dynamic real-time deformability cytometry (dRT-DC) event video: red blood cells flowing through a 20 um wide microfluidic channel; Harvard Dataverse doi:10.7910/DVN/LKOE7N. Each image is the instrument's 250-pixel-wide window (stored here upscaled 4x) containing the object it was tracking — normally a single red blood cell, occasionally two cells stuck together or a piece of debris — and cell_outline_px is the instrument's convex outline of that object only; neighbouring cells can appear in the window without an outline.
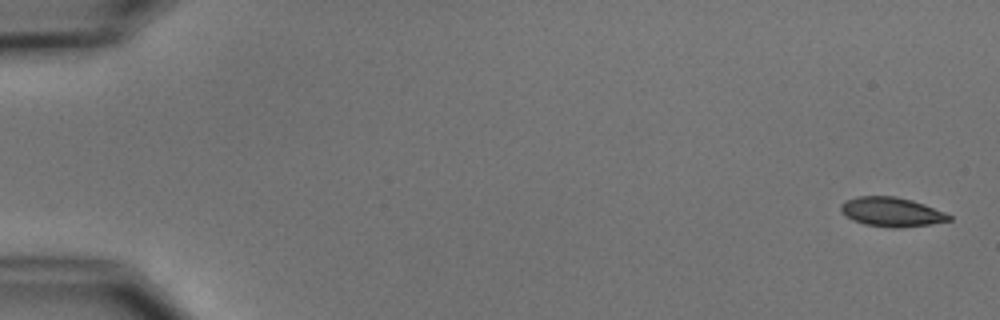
{"species": "common noctule bat (a hibernating species)", "species_latin": "Nyctalus noctula", "temperature_condition": "cold", "stored_images_in_passage": 8, "camera_frame_rate_fps": 3000, "um_per_image_px": 0.085, "animal": {"sex": "male", "body_mass_g": 15.6}, "frame": {"image": 1, "passage_image": 1, "time_ms": 0.0, "image_size_px": [1000, 320], "cell_outline_px": [[952, 220], [932, 224], [900, 228], [892, 228], [864, 224], [852, 220], [844, 216], [840, 212], [840, 204], [844, 200], [856, 196], [896, 196], [912, 200], [924, 204], [944, 212], [952, 216]], "centroid_in_image_um": [75.74, 18.01], "position_along_channel_um": 9.3, "area_um2": 18.79}}
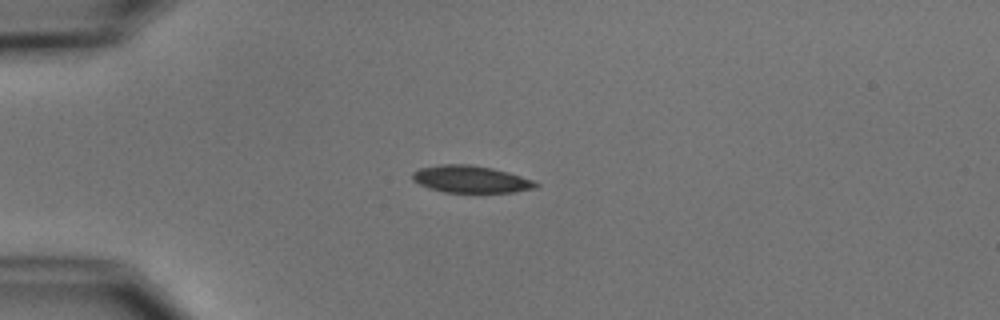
{"frame": {"image": 2, "passage_image": 4, "time_ms": 4.333, "image_size_px": [1000, 320], "cell_outline_px": [[540, 184], [536, 188], [516, 192], [444, 192], [428, 188], [412, 180], [412, 172], [420, 168], [440, 164], [468, 164], [492, 168], [508, 172], [532, 180]], "centroid_in_image_um": [40.0, 15.23], "position_along_channel_um": 45.0, "area_um2": 19.48}}
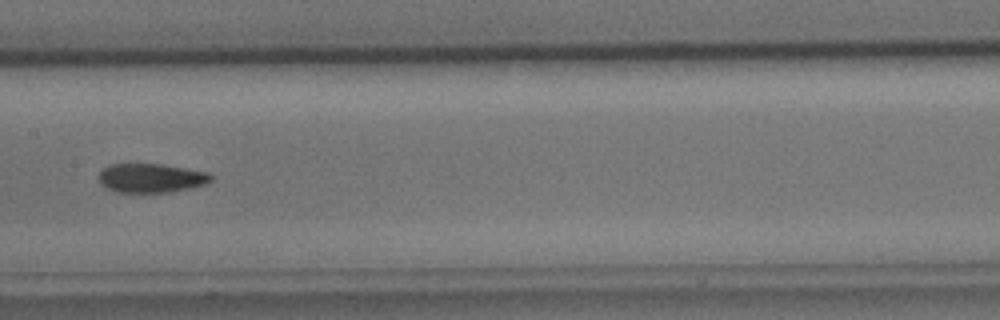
{"frame": {"image": 3, "passage_image": 8, "time_ms": 9.0, "image_size_px": [1000, 320], "cell_outline_px": [[212, 180], [204, 184], [192, 188], [168, 192], [116, 192], [100, 184], [100, 172], [108, 164], [160, 164], [208, 172], [212, 176]], "centroid_in_image_um": [12.85, 15.13], "position_along_channel_um": 194.6, "area_um2": 18.84}}